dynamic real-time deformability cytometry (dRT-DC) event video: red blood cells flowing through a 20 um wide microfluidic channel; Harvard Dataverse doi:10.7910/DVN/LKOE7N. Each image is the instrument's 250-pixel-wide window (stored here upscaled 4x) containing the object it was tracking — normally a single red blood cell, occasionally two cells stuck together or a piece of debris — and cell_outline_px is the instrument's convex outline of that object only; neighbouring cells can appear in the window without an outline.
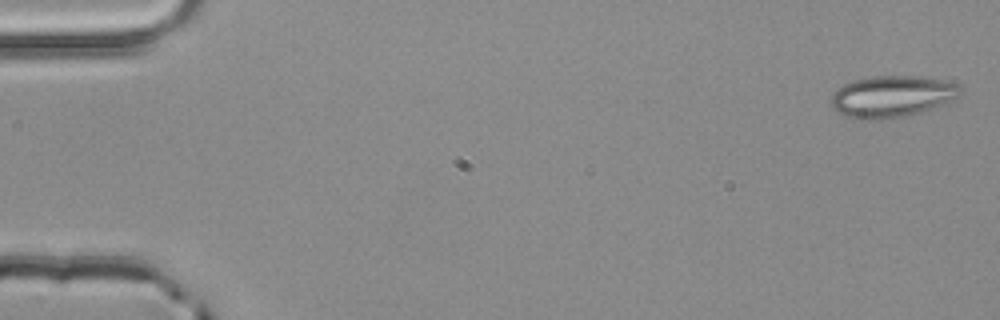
{"species": "common noctule bat (a hibernating species)", "species_latin": "Nyctalus noctula", "temperature_condition": "room temperature", "stored_images_in_passage": 3, "camera_frame_rate_fps": 3000, "um_per_image_px": 0.085, "animal": {"sex": "male", "body_mass_g": 20.4}, "frame": {"image": 1, "passage_image": 1, "time_ms": 0.0, "image_size_px": [1000, 320], "cell_outline_px": [[960, 92], [952, 100], [932, 108], [920, 112], [904, 116], [868, 120], [852, 120], [844, 116], [832, 108], [832, 96], [836, 88], [852, 80], [872, 76], [912, 76], [952, 80], [960, 88]], "centroid_in_image_um": [75.77, 8.19], "position_along_channel_um": 9.2, "area_um2": 31.39}}
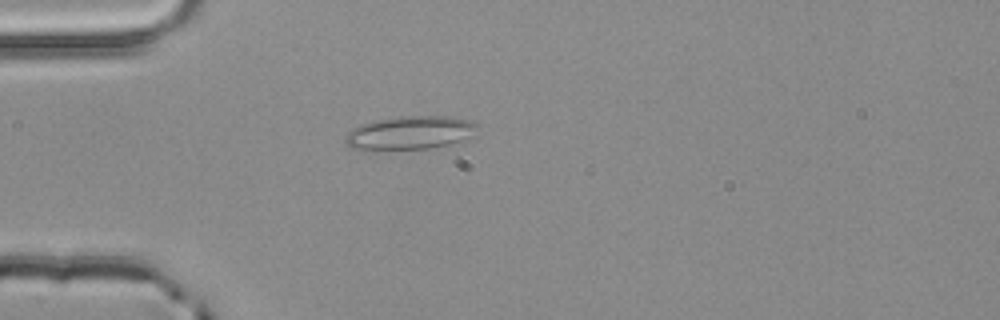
{"frame": {"image": 2, "passage_image": 3, "time_ms": 0.667, "image_size_px": [1000, 320], "cell_outline_px": [[480, 128], [468, 136], [452, 144], [428, 148], [352, 148], [348, 144], [348, 132], [352, 128], [360, 124], [400, 116], [448, 116], [472, 120], [480, 124]], "centroid_in_image_um": [34.96, 11.24], "position_along_channel_um": 50.0, "area_um2": 24.97}}